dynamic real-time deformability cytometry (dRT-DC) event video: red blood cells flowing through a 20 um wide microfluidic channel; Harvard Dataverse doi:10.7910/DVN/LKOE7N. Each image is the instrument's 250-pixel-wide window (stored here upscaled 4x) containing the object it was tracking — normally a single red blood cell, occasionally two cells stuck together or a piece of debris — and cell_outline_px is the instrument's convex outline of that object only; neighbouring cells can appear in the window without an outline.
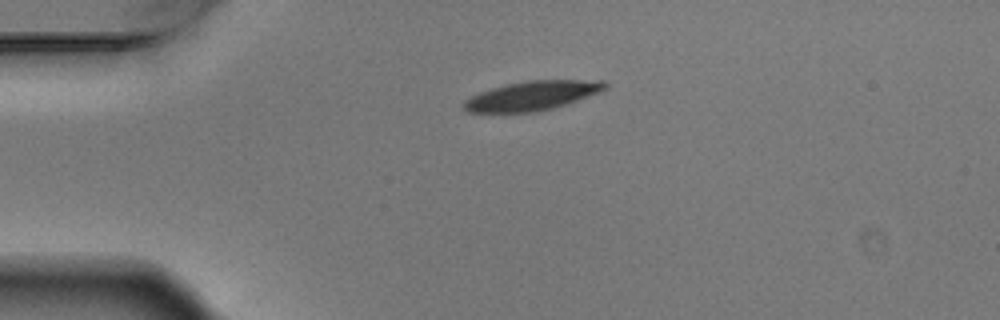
{"species": "Egyptian fruit bat (a non-hibernating species)", "species_latin": "Rousettus aegyptiacus", "temperature_condition": "warm", "stored_images_in_passage": 2, "camera_frame_rate_fps": 3000, "um_per_image_px": 0.085, "animal": {"sex": "male"}, "frame": {"image": 1, "passage_image": 1, "time_ms": 0.0, "image_size_px": [1000, 320], "cell_outline_px": [[608, 84], [600, 92], [552, 108], [532, 112], [468, 112], [460, 108], [460, 104], [464, 100], [480, 92], [492, 88], [508, 84], [528, 80], [604, 80]], "centroid_in_image_um": [45.18, 8.13], "position_along_channel_um": 39.8, "area_um2": 23.87}}